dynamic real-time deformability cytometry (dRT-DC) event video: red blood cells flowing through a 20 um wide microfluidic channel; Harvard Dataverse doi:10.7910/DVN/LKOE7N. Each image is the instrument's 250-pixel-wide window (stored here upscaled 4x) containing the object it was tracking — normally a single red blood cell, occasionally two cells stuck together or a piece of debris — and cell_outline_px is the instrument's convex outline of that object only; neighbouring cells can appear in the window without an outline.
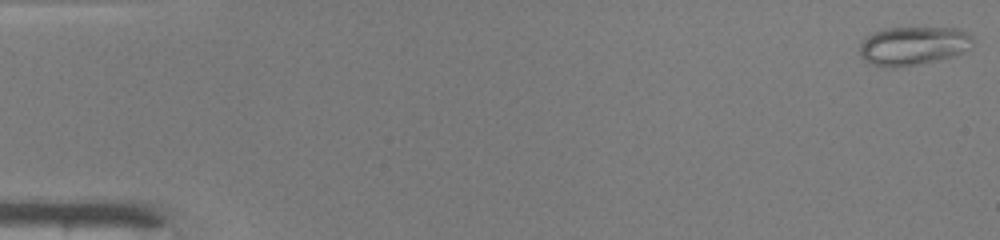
{"species": "common noctule bat (a hibernating species)", "species_latin": "Nyctalus noctula", "temperature_condition": "warm", "stored_images_in_passage": 48, "camera_frame_rate_fps": 3000, "um_per_image_px": 0.085, "animal": {"sex": "male", "body_mass_g": 19.0, "forearm_length_mm": 50.8}, "frame": {"image": 1, "passage_image": 1, "time_ms": 0.0, "image_size_px": [1000, 240], "cell_outline_px": [[972, 48], [956, 56], [896, 68], [884, 68], [868, 64], [860, 56], [860, 40], [884, 28], [956, 28], [968, 32], [972, 36]], "centroid_in_image_um": [77.61, 3.91], "position_along_channel_um": 7.4, "area_um2": 25.84}}
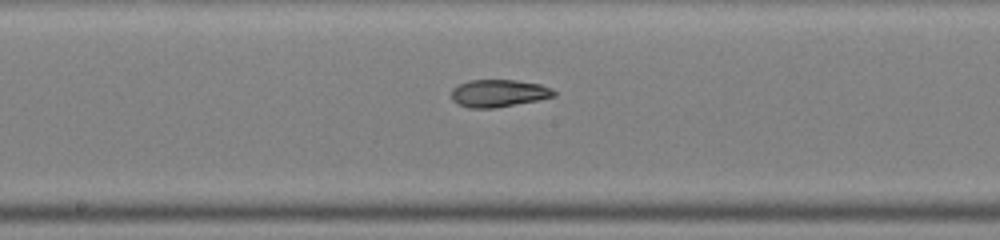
{"frame": {"image": 2, "passage_image": 26, "time_ms": 8.333, "image_size_px": [1000, 240], "cell_outline_px": [[556, 96], [536, 100], [492, 108], [468, 108], [456, 104], [452, 100], [452, 88], [468, 80], [516, 80], [540, 84], [552, 88], [556, 92]], "centroid_in_image_um": [42.36, 7.92], "position_along_channel_um": 205.8, "area_um2": 16.36}}
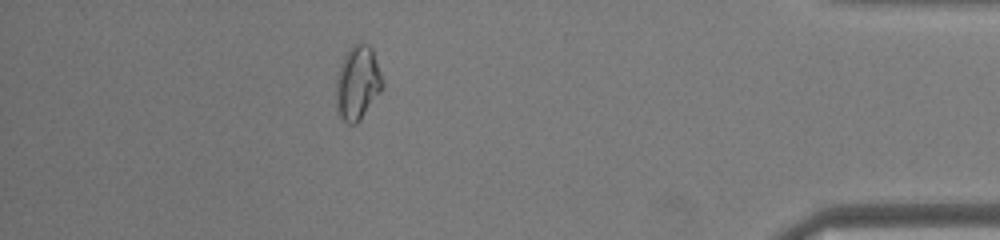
{"frame": {"image": 3, "passage_image": 43, "time_ms": 14.0, "image_size_px": [1000, 240], "cell_outline_px": [[384, 84], [380, 92], [360, 120], [356, 124], [348, 124], [336, 112], [336, 76], [340, 64], [348, 48], [352, 44], [368, 44], [372, 48]], "centroid_in_image_um": [30.37, 7.05], "position_along_channel_um": 404.8, "area_um2": 20.06}, "authors_computed_cell_mechanics": {"area_um2": 19.0162, "velocity_mm_per_s": 4.2514, "shape_relaxation_time_tau1_ms": null, "shape_relaxation_time_tau2_ms": 1.4555, "deformation_change_tau1": null, "deformation_change_tau2": 0.0622}}